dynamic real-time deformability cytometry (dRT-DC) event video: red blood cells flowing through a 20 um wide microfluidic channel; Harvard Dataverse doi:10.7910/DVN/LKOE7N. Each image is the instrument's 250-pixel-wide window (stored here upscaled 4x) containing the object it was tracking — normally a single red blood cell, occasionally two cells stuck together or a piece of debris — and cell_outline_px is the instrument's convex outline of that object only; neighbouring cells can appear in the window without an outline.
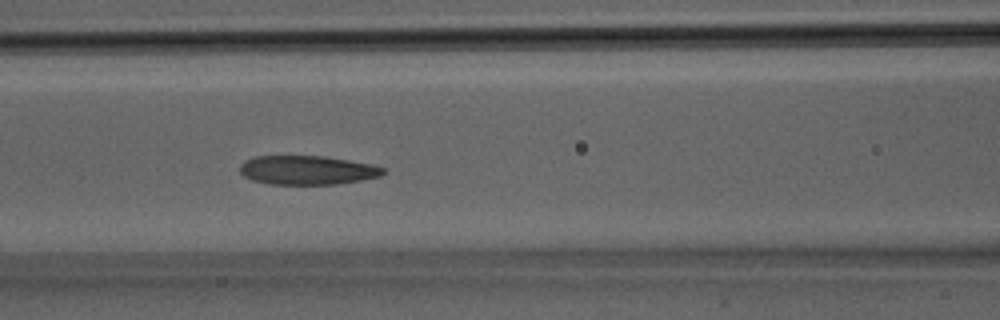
{"species": "Egyptian fruit bat (a non-hibernating species)", "species_latin": "Rousettus aegyptiacus", "temperature_condition": "room temperature", "stored_images_in_passage": 8, "camera_frame_rate_fps": 3000, "um_per_image_px": 0.085, "animal": {"sex": "male"}, "frame": {"image": 1, "passage_image": 8, "time_ms": 2.333, "image_size_px": [1000, 320], "cell_outline_px": [[388, 168], [380, 176], [360, 180], [336, 184], [272, 184], [252, 180], [244, 176], [240, 172], [240, 164], [244, 160], [256, 156], [324, 156], [372, 164]], "centroid_in_image_um": [26.12, 14.45], "position_along_channel_um": 140.5, "area_um2": 24.22}}